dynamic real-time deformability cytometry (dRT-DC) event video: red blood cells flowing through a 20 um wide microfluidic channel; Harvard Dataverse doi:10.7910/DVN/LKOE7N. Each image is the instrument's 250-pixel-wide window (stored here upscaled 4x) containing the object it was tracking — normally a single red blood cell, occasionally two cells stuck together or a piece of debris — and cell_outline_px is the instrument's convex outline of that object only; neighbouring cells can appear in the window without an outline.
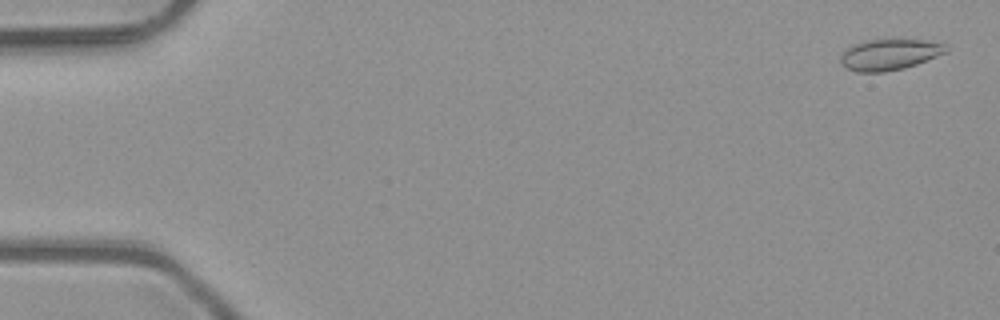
{"species": "common noctule bat (a hibernating species)", "species_latin": "Nyctalus noctula", "temperature_condition": "room temperature", "stored_images_in_passage": 4, "camera_frame_rate_fps": 3000, "um_per_image_px": 0.085, "animal": {"sex": "male", "body_mass_g": 23.1, "forearm_length_mm": 52.7}, "frame": {"image": 1, "passage_image": 1, "time_ms": 0.0, "image_size_px": [1000, 320], "cell_outline_px": [[948, 52], [916, 64], [904, 68], [884, 72], [856, 72], [844, 68], [840, 64], [840, 56], [848, 48], [856, 44], [868, 40], [924, 40], [948, 44]], "centroid_in_image_um": [75.62, 4.65], "position_along_channel_um": 9.4, "area_um2": 19.02}}